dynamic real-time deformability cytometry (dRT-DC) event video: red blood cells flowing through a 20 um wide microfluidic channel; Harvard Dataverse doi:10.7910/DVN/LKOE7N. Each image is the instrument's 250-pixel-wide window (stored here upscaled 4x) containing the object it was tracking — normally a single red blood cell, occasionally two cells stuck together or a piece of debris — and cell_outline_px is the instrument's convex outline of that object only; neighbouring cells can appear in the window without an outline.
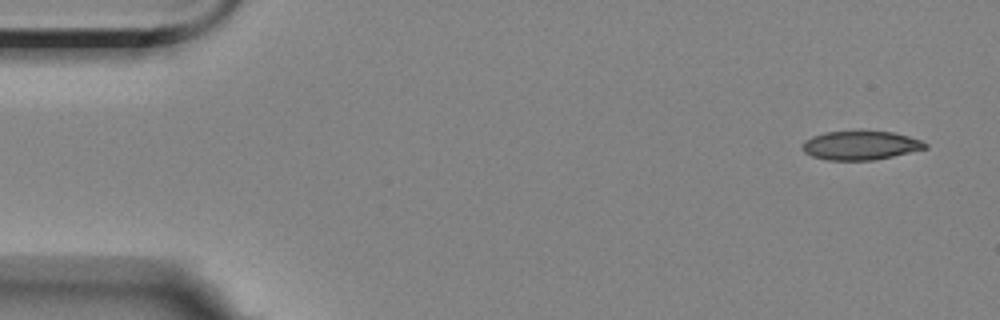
{"species": "Egyptian fruit bat (a non-hibernating species)", "species_latin": "Rousettus aegyptiacus", "temperature_condition": "room temperature", "stored_images_in_passage": 4, "camera_frame_rate_fps": 3000, "um_per_image_px": 0.085, "animal": {"sex": "female"}, "frame": {"image": 1, "passage_image": 1, "time_ms": 0.0, "image_size_px": [1000, 320], "cell_outline_px": [[928, 148], [892, 156], [872, 160], [828, 160], [812, 156], [804, 152], [800, 148], [800, 144], [804, 140], [812, 136], [824, 132], [892, 132], [908, 136], [920, 140], [928, 144]], "centroid_in_image_um": [73.09, 12.37], "position_along_channel_um": 11.9, "area_um2": 20.52}}